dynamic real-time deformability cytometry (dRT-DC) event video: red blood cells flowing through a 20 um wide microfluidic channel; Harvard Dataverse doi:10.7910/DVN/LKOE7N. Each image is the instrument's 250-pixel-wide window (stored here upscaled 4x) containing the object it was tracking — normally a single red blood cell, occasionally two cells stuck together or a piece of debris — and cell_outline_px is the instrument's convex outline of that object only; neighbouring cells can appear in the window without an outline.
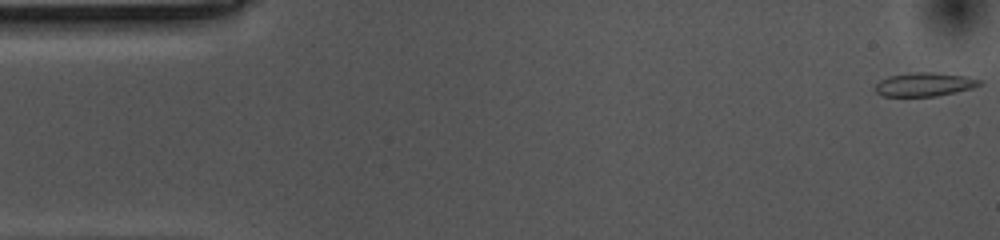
{"species": "common noctule bat (a hibernating species)", "species_latin": "Nyctalus noctula", "temperature_condition": "cold", "stored_images_in_passage": 55, "camera_frame_rate_fps": 3000, "um_per_image_px": 0.085, "animal": {"sex": "female", "body_mass_g": 10.0, "forearm_length_mm": 53.1}, "frame": {"image": 1, "passage_image": 1, "time_ms": 0.0, "image_size_px": [1000, 240], "cell_outline_px": [[980, 84], [972, 88], [956, 92], [936, 96], [884, 96], [876, 92], [872, 88], [880, 80], [888, 76], [912, 72], [936, 72], [964, 76], [980, 80]], "centroid_in_image_um": [78.52, 7.17], "position_along_channel_um": 6.5, "area_um2": 14.39}}
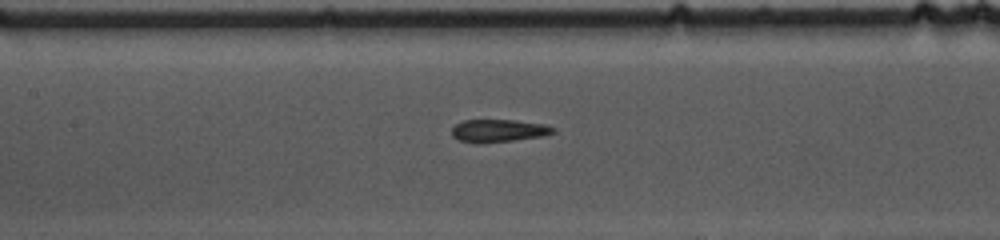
{"frame": {"image": 2, "passage_image": 24, "time_ms": 7.667, "image_size_px": [1000, 240], "cell_outline_px": [[556, 132], [544, 136], [512, 140], [476, 144], [460, 140], [452, 136], [452, 128], [456, 124], [464, 120], [516, 120], [544, 124], [556, 128]], "centroid_in_image_um": [42.39, 11.11], "position_along_channel_um": 165.0, "area_um2": 13.47}}
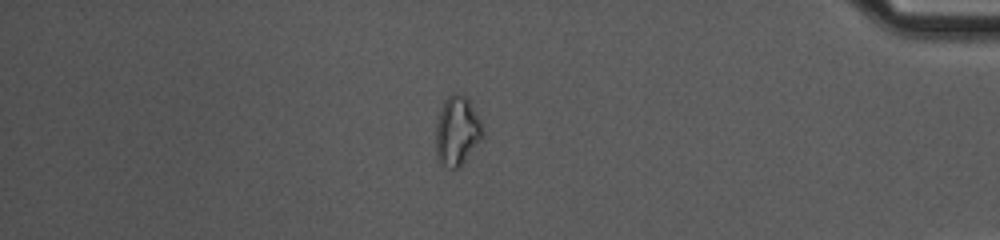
{"frame": {"image": 3, "passage_image": 47, "time_ms": 15.333, "image_size_px": [1000, 240], "cell_outline_px": [[484, 136], [464, 160], [456, 168], [448, 168], [440, 164], [436, 160], [436, 124], [440, 108], [444, 100], [448, 96], [456, 92], [468, 96], [480, 120], [484, 132]], "centroid_in_image_um": [38.84, 11.09], "position_along_channel_um": 396.4, "area_um2": 19.07}, "authors_computed_cell_mechanics": {"area_um2": 14.3344, "velocity_mm_per_s": 3.5467, "shape_relaxation_time_tau1_ms": null, "shape_relaxation_time_tau2_ms": 5.1493, "deformation_change_tau1": null, "deformation_change_tau2": 0.108}}